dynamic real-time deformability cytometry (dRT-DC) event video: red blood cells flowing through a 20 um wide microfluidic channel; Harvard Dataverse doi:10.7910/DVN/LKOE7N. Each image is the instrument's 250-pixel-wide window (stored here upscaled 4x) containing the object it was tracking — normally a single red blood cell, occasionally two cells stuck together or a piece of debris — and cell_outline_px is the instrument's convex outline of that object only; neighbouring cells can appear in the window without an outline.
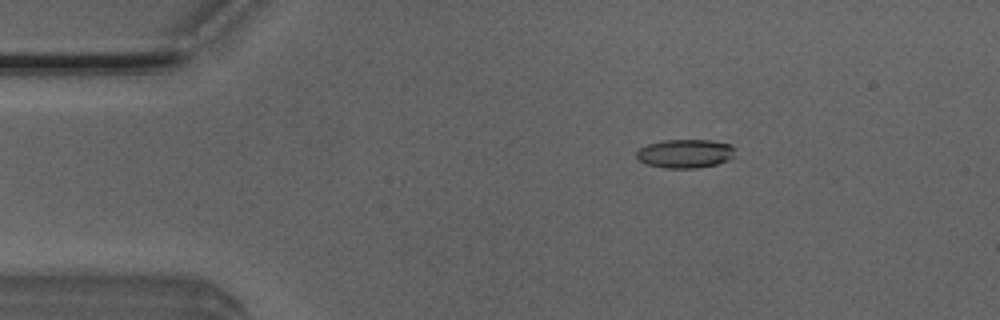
{"species": "Egyptian fruit bat (a non-hibernating species)", "species_latin": "Rousettus aegyptiacus", "temperature_condition": "room temperature", "stored_images_in_passage": 6, "camera_frame_rate_fps": 3000, "um_per_image_px": 0.085, "animal": {"sex": "male"}, "frame": {"image": 1, "passage_image": 3, "time_ms": 0.667, "image_size_px": [1000, 320], "cell_outline_px": [[736, 148], [732, 156], [728, 160], [716, 164], [696, 168], [664, 168], [648, 164], [640, 160], [636, 156], [636, 152], [640, 148], [648, 144], [664, 140], [708, 140], [732, 144]], "centroid_in_image_um": [58.26, 13.05], "position_along_channel_um": 26.7, "area_um2": 16.42}}
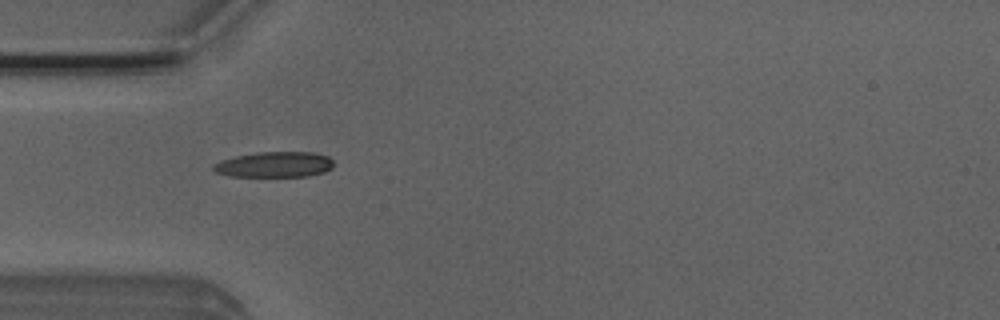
{"frame": {"image": 2, "passage_image": 5, "time_ms": 1.333, "image_size_px": [1000, 320], "cell_outline_px": [[332, 168], [324, 172], [308, 176], [228, 176], [216, 172], [212, 168], [212, 164], [220, 160], [236, 156], [260, 152], [312, 152], [328, 156], [332, 160]], "centroid_in_image_um": [23.31, 13.98], "position_along_channel_um": 61.7, "area_um2": 17.86}}